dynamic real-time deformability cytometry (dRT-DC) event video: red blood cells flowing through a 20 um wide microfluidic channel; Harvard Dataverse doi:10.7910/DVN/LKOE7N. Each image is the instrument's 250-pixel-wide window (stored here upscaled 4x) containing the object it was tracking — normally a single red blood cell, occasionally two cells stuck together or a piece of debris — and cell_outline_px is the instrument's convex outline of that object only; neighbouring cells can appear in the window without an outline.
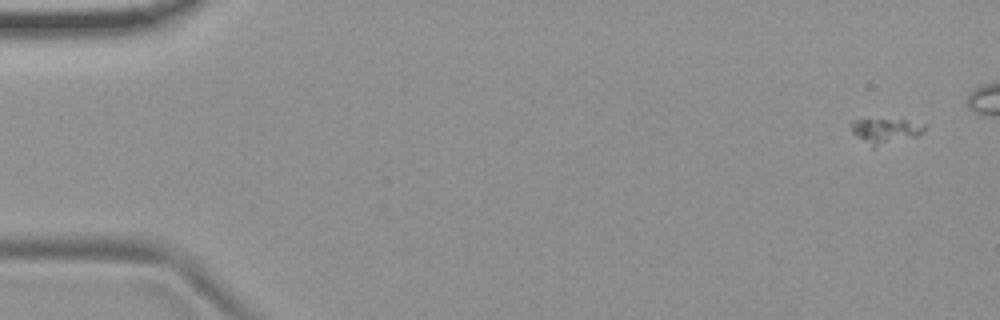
{"species": "common noctule bat (a hibernating species)", "species_latin": "Nyctalus noctula", "temperature_condition": "room temperature", "stored_images_in_passage": 5, "camera_frame_rate_fps": 3000, "um_per_image_px": 0.085, "animal": {"sex": "female", "body_mass_g": 19.9}, "frame": {"image": 1, "passage_image": 1, "time_ms": 0.0, "image_size_px": [1000, 320], "cell_outline_px": [[928, 124], [920, 136], [872, 148], [852, 132], [852, 120], [904, 120]], "centroid_in_image_um": [75.34, 11.14], "position_along_channel_um": 9.7, "area_um2": 10.75}}